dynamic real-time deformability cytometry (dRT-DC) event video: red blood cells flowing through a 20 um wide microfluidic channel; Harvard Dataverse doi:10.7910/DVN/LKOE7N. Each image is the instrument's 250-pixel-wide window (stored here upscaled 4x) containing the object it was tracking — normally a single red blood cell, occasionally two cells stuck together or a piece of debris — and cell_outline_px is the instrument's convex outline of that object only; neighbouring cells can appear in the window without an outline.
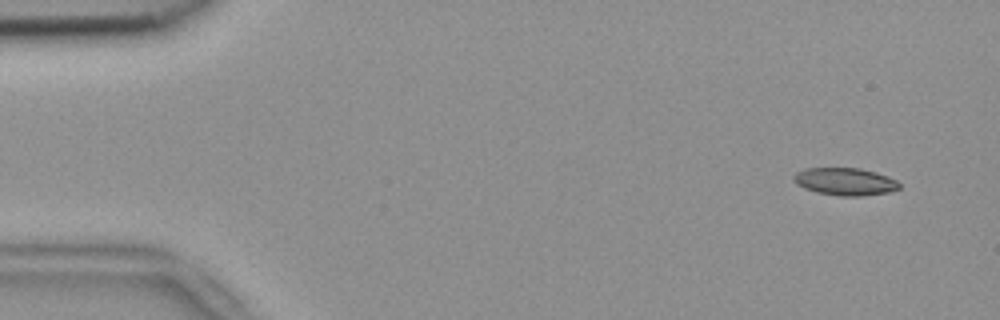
{"species": "common noctule bat (a hibernating species)", "species_latin": "Nyctalus noctula", "temperature_condition": "room temperature", "stored_images_in_passage": 33, "camera_frame_rate_fps": 3000, "um_per_image_px": 0.085, "animal": {"sex": "female", "body_mass_g": 18.4}, "frame": {"image": 1, "passage_image": 4, "time_ms": 1.0, "image_size_px": [1000, 320], "cell_outline_px": [[900, 188], [888, 192], [860, 196], [840, 196], [816, 192], [804, 188], [796, 184], [792, 180], [792, 176], [796, 172], [804, 168], [860, 168], [876, 172], [888, 176], [896, 180], [900, 184]], "centroid_in_image_um": [71.8, 15.43], "position_along_channel_um": 13.2, "area_um2": 17.05}}
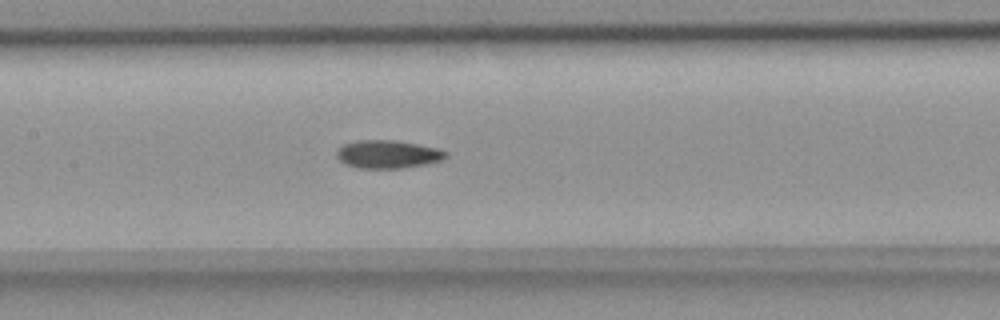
{"frame": {"image": 2, "passage_image": 26, "time_ms": 8.333, "image_size_px": [1000, 320], "cell_outline_px": [[448, 156], [440, 160], [424, 164], [400, 168], [356, 168], [340, 160], [336, 156], [336, 148], [344, 144], [356, 140], [396, 140], [440, 148], [448, 152]], "centroid_in_image_um": [32.96, 13.09], "position_along_channel_um": 174.4, "area_um2": 17.92}}
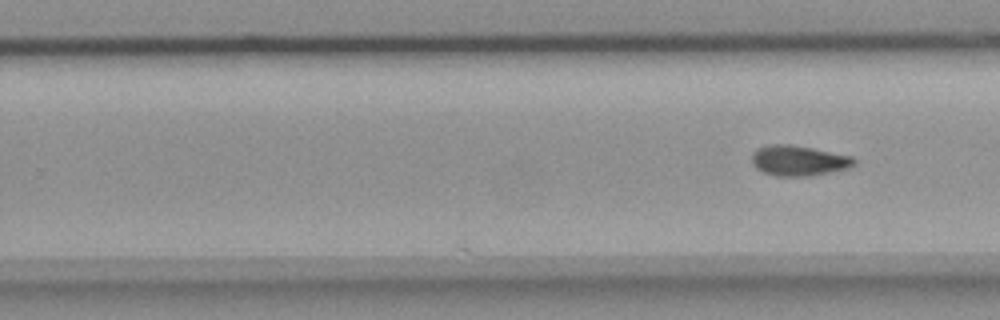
{"frame": {"image": 3, "passage_image": 33, "time_ms": 10.667, "image_size_px": [1000, 320], "cell_outline_px": [[856, 164], [852, 168], [808, 176], [776, 176], [764, 172], [756, 168], [752, 164], [752, 152], [756, 148], [772, 144], [792, 144], [852, 156], [856, 160]], "centroid_in_image_um": [67.9, 13.65], "position_along_channel_um": 261.9, "area_um2": 18.26}}